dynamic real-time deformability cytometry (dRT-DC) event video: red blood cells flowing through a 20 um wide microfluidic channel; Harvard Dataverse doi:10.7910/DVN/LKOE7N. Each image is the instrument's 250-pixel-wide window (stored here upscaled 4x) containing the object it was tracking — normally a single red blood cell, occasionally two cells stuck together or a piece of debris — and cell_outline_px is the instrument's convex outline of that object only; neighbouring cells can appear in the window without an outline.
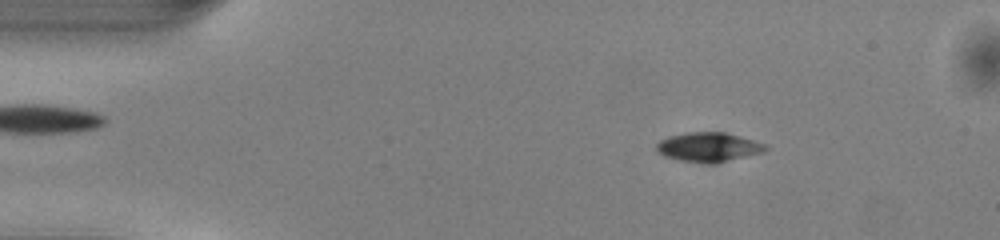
{"species": "common noctule bat (a hibernating species)", "species_latin": "Nyctalus noctula", "temperature_condition": "warm", "stored_images_in_passage": 49, "camera_frame_rate_fps": 3000, "um_per_image_px": 0.085, "animal": {"sex": "male", "body_mass_g": 13.0, "forearm_length_mm": 53.1}, "frame": {"image": 1, "passage_image": 7, "time_ms": 2.0, "image_size_px": [1000, 240], "cell_outline_px": [[768, 148], [764, 152], [716, 164], [704, 164], [680, 160], [664, 156], [656, 148], [656, 144], [660, 140], [668, 136], [688, 132], [724, 132], [740, 136], [768, 144]], "centroid_in_image_um": [60.26, 12.51], "position_along_channel_um": 24.7, "area_um2": 18.9}}
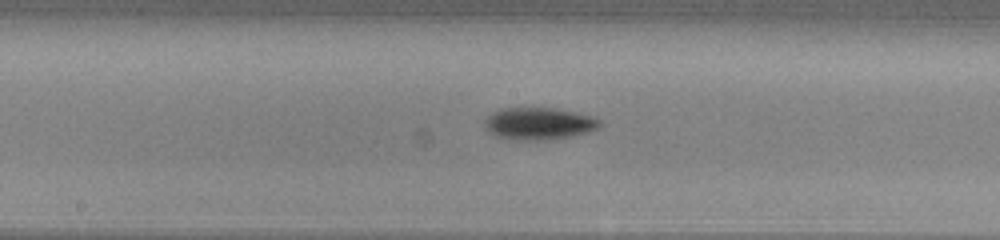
{"frame": {"image": 2, "passage_image": 25, "time_ms": 8.0, "image_size_px": [1000, 240], "cell_outline_px": [[600, 124], [596, 128], [588, 132], [568, 136], [544, 140], [512, 140], [496, 136], [488, 132], [484, 124], [484, 120], [492, 112], [500, 108], [556, 108], [576, 112], [592, 116], [600, 120]], "centroid_in_image_um": [45.75, 10.5], "position_along_channel_um": 202.5, "area_um2": 21.56}}
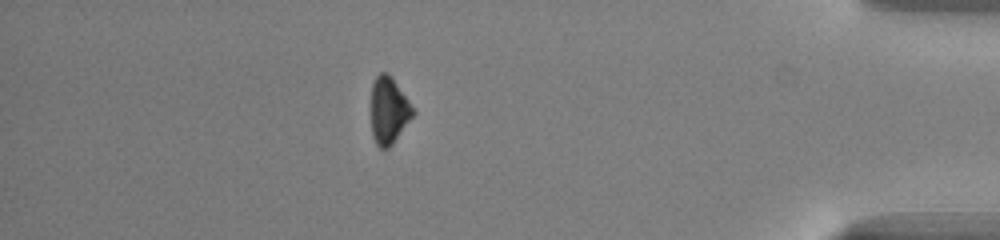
{"frame": {"image": 3, "passage_image": 43, "time_ms": 14.0, "image_size_px": [1000, 240], "cell_outline_px": [[416, 112], [392, 144], [388, 148], [380, 148], [376, 144], [372, 136], [368, 104], [372, 84], [376, 76], [380, 72], [388, 72], [392, 76]], "centroid_in_image_um": [32.98, 9.36], "position_along_channel_um": 402.2, "area_um2": 16.94}, "authors_computed_cell_mechanics": {"area_um2": 19.1318, "velocity_mm_per_s": 4.1022, "shape_relaxation_time_tau1_ms": 1.4518, "shape_relaxation_time_tau2_ms": null, "deformation_change_tau1": 0.0873, "deformation_change_tau2": null}}